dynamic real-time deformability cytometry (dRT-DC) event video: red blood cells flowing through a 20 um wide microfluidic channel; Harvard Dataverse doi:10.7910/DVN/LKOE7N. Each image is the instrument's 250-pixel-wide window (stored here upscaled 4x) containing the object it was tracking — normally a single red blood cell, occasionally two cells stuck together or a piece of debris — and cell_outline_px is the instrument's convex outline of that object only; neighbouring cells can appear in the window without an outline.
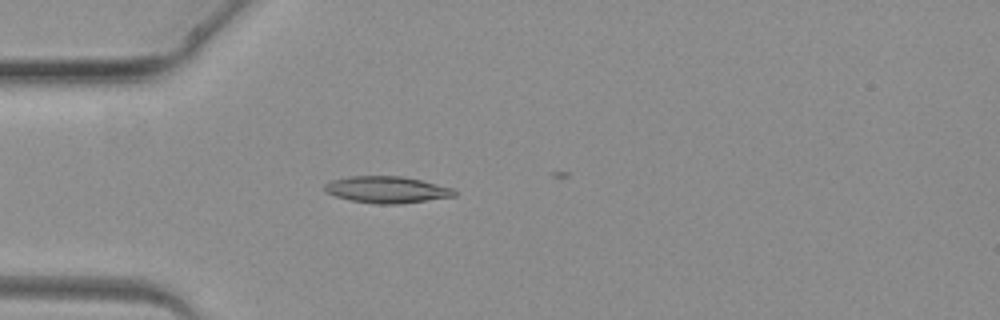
{"species": "common noctule bat (a hibernating species)", "species_latin": "Nyctalus noctula", "temperature_condition": "warm", "stored_images_in_passage": 3, "camera_frame_rate_fps": 3000, "um_per_image_px": 0.085, "animal": {"sex": "female", "body_mass_g": 19.3, "forearm_length_mm": 54.1}, "frame": {"image": 1, "passage_image": 3, "time_ms": 2.333, "image_size_px": [1000, 320], "cell_outline_px": [[456, 196], [400, 204], [376, 204], [352, 200], [336, 196], [324, 192], [324, 184], [332, 180], [348, 176], [400, 176], [420, 180], [456, 188]], "centroid_in_image_um": [32.9, 16.12], "position_along_channel_um": 52.1, "area_um2": 20.23}}